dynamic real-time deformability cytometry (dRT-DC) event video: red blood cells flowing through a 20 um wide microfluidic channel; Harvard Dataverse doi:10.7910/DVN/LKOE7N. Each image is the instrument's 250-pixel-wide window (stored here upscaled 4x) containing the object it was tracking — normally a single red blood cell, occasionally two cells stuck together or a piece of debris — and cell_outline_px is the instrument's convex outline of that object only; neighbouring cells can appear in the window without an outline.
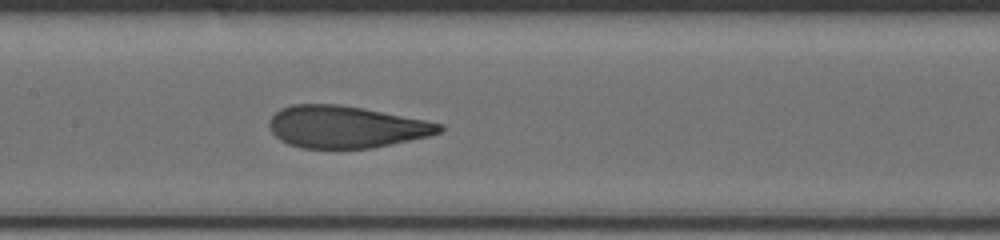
{"species": "human", "species_latin": "Homo sapiens", "temperature_condition": "cold", "stored_images_in_passage": 10, "segment_of_instrument_passage": [1, 2], "camera_frame_rate_fps": 3000, "um_per_image_px": 0.085, "donor": {"sex": "male"}, "frame": {"image": 1, "passage_image": 9, "time_ms": 8.0, "image_size_px": [1000, 240], "cell_outline_px": [[444, 132], [428, 136], [372, 148], [300, 148], [288, 144], [280, 140], [272, 132], [268, 124], [268, 120], [280, 108], [292, 104], [340, 104], [364, 108], [444, 124]], "centroid_in_image_um": [29.39, 10.78], "position_along_channel_um": 178.0, "area_um2": 41.79}}